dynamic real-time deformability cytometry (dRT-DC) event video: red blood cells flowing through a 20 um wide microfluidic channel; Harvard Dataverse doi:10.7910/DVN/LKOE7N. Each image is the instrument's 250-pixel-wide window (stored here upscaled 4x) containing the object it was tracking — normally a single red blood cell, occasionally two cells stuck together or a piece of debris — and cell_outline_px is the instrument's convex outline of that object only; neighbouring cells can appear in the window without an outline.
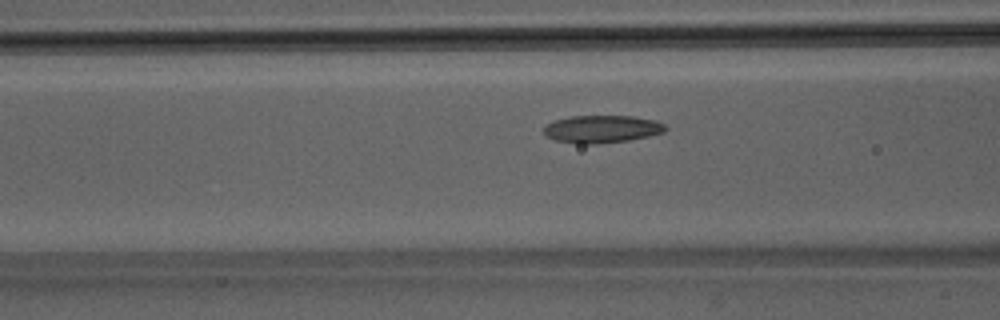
{"species": "Egyptian fruit bat (a non-hibernating species)", "species_latin": "Rousettus aegyptiacus", "temperature_condition": "room temperature", "stored_images_in_passage": 17, "camera_frame_rate_fps": 3000, "um_per_image_px": 0.085, "animal": {"sex": "male"}, "frame": {"image": 1, "passage_image": 9, "time_ms": 2.667, "image_size_px": [1000, 320], "cell_outline_px": [[668, 128], [664, 132], [648, 136], [628, 140], [596, 144], [576, 144], [556, 140], [544, 136], [544, 128], [548, 124], [556, 120], [572, 116], [632, 116], [656, 120], [664, 124]], "centroid_in_image_um": [51.17, 10.97], "position_along_channel_um": 115.4, "area_um2": 19.54}}
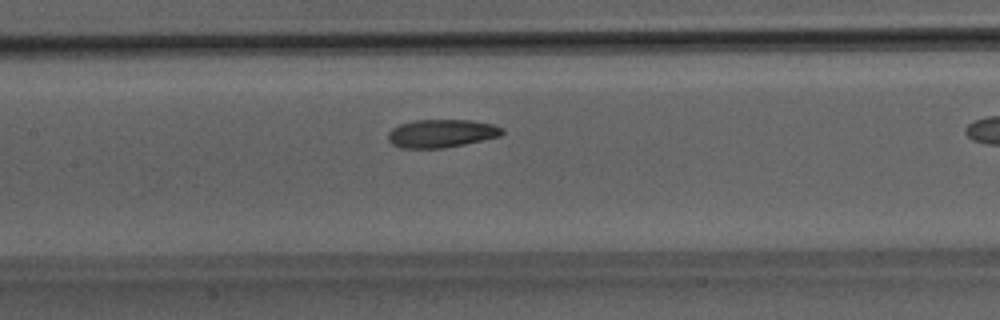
{"frame": {"image": 2, "passage_image": 13, "time_ms": 4.0, "image_size_px": [1000, 320], "cell_outline_px": [[504, 132], [500, 136], [464, 144], [444, 148], [400, 148], [392, 144], [388, 140], [388, 132], [392, 128], [400, 124], [416, 120], [472, 120], [492, 124], [504, 128]], "centroid_in_image_um": [37.51, 11.34], "position_along_channel_um": 169.9, "area_um2": 18.73}}